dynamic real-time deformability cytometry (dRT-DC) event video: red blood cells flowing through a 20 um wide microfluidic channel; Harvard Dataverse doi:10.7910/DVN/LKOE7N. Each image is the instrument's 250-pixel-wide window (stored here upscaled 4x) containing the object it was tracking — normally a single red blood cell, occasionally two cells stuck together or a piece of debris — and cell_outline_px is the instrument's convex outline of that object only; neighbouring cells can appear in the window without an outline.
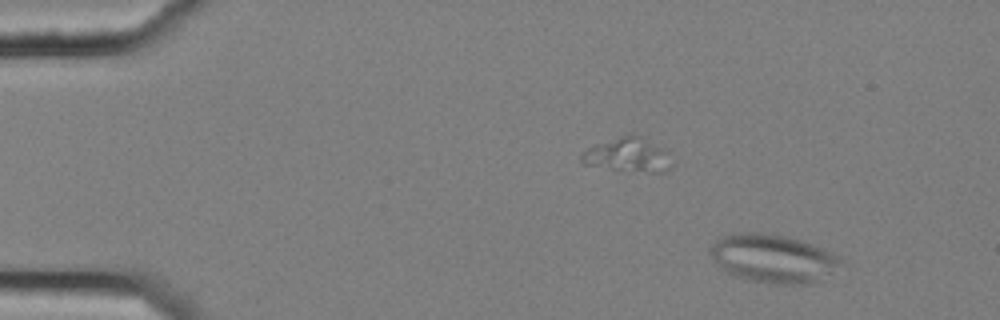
{"species": "common noctule bat (a hibernating species)", "species_latin": "Nyctalus noctula", "temperature_condition": "cold", "stored_images_in_passage": 3, "camera_frame_rate_fps": 3000, "um_per_image_px": 0.085, "animal": {"sex": "female", "body_mass_g": 25.1}, "frame": {"image": 1, "passage_image": 1, "time_ms": 0.0, "image_size_px": [1000, 320], "cell_outline_px": [[848, 264], [816, 284], [772, 284], [748, 280], [732, 276], [720, 268], [708, 252], [712, 244], [720, 236], [732, 232], [760, 232], [784, 236], [800, 240], [812, 244], [844, 260]], "centroid_in_image_um": [65.73, 21.99], "position_along_channel_um": 19.3, "area_um2": 37.63}}